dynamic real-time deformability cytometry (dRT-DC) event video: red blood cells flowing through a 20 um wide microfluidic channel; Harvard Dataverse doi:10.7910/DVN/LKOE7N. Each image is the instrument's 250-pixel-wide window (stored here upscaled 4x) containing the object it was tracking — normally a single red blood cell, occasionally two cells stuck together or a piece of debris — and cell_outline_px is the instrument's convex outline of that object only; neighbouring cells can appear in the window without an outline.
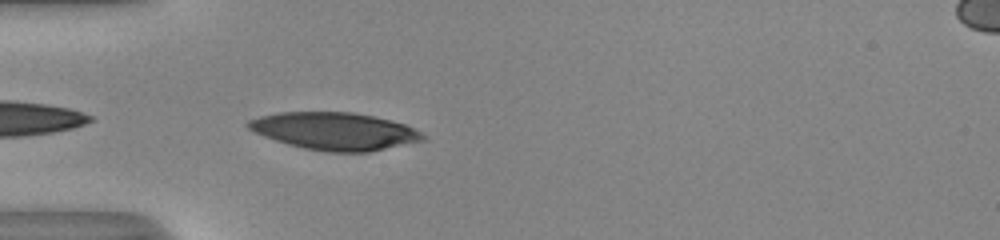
{"species": "human", "species_latin": "Homo sapiens", "temperature_condition": "room temperature", "stored_images_in_passage": 20, "camera_frame_rate_fps": 3000, "um_per_image_px": 0.085, "donor": {"sex": "male"}, "frame": {"image": 1, "passage_image": 1, "time_ms": 0.0, "image_size_px": [1000, 240], "cell_outline_px": [[428, 140], [368, 152], [328, 152], [304, 148], [288, 144], [264, 136], [248, 128], [244, 124], [248, 120], [260, 116], [280, 112], [352, 112], [372, 116], [404, 124], [420, 132]], "centroid_in_image_um": [28.44, 11.15], "position_along_channel_um": 56.6, "area_um2": 37.92}}
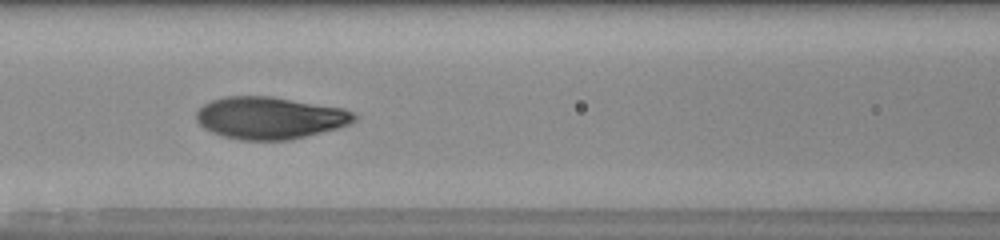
{"frame": {"image": 2, "passage_image": 8, "time_ms": 2.333, "image_size_px": [1000, 240], "cell_outline_px": [[360, 116], [356, 120], [348, 124], [336, 128], [288, 140], [240, 140], [224, 136], [212, 132], [204, 128], [196, 120], [196, 112], [204, 104], [212, 100], [224, 96], [272, 96], [344, 108]], "centroid_in_image_um": [22.93, 10.01], "position_along_channel_um": 143.7, "area_um2": 38.73}}
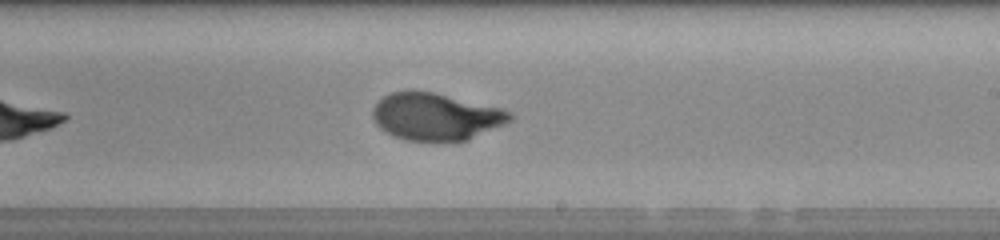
{"frame": {"image": 3, "passage_image": 16, "time_ms": 5.0, "image_size_px": [1000, 240], "cell_outline_px": [[516, 116], [512, 120], [504, 124], [468, 140], [404, 140], [392, 136], [384, 132], [376, 124], [372, 116], [372, 108], [384, 96], [392, 92], [412, 88], [432, 92], [500, 108], [512, 112]], "centroid_in_image_um": [37.01, 9.89], "position_along_channel_um": 252.0, "area_um2": 37.86}}